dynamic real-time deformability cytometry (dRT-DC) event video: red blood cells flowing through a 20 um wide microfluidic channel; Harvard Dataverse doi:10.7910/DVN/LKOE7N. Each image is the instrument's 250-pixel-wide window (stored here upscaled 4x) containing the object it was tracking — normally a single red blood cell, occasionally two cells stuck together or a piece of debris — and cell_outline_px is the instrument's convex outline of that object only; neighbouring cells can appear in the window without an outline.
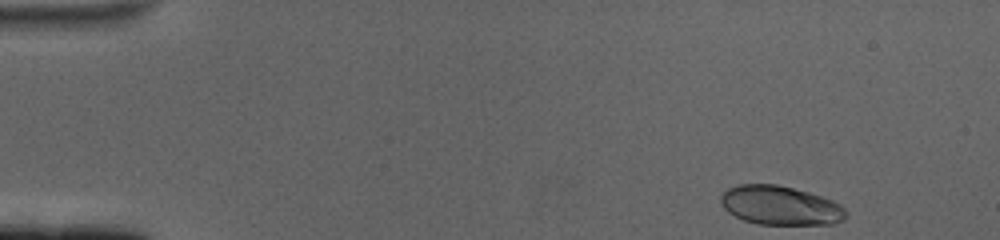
{"species": "human", "species_latin": "Homo sapiens", "temperature_condition": "cold", "stored_images_in_passage": 55, "camera_frame_rate_fps": 3000, "um_per_image_px": 0.085, "donor": {"sex": "female"}, "frame": {"image": 1, "passage_image": 1, "time_ms": 0.0, "image_size_px": [1000, 240], "cell_outline_px": [[848, 216], [844, 220], [832, 224], [756, 224], [744, 220], [728, 212], [720, 204], [720, 196], [728, 188], [740, 184], [776, 184], [808, 192], [832, 200], [840, 204], [848, 212]], "centroid_in_image_um": [66.33, 17.47], "position_along_channel_um": 18.7, "area_um2": 28.55}}
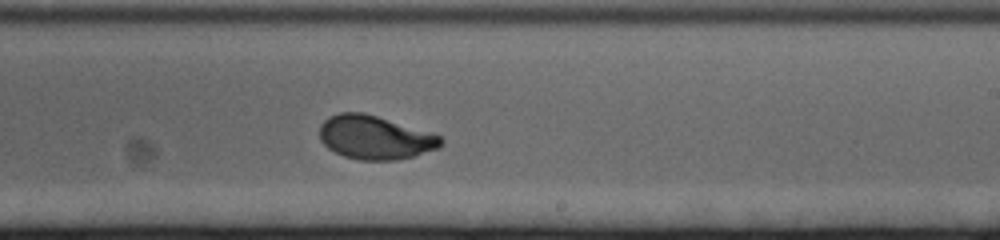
{"frame": {"image": 2, "passage_image": 32, "time_ms": 10.333, "image_size_px": [1000, 240], "cell_outline_px": [[444, 144], [440, 148], [412, 156], [396, 160], [360, 160], [344, 156], [328, 148], [320, 140], [320, 124], [328, 116], [340, 112], [364, 112], [432, 132], [440, 136], [444, 140]], "centroid_in_image_um": [31.89, 11.67], "position_along_channel_um": 257.1, "area_um2": 31.1}}
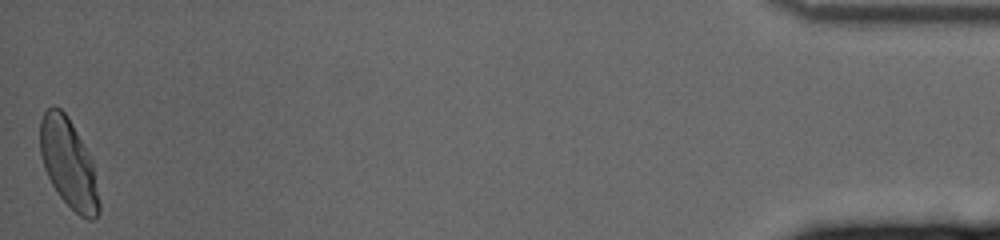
{"frame": {"image": 3, "passage_image": 55, "time_ms": 18.0, "image_size_px": [1000, 240], "cell_outline_px": [[100, 212], [92, 220], [88, 220], [80, 216], [60, 196], [52, 184], [44, 168], [40, 156], [40, 120], [44, 112], [52, 104], [60, 108], [68, 116], [88, 152], [92, 160], [100, 204]], "centroid_in_image_um": [5.82, 13.87], "position_along_channel_um": 429.4, "area_um2": 30.46}, "authors_computed_cell_mechanics": {"area_um2": 30.056, "velocity_mm_per_s": 3.3683, "shape_relaxation_time_tau1_ms": 3.0828, "shape_relaxation_time_tau2_ms": null, "deformation_change_tau1": 0.1631, "deformation_change_tau2": null}}